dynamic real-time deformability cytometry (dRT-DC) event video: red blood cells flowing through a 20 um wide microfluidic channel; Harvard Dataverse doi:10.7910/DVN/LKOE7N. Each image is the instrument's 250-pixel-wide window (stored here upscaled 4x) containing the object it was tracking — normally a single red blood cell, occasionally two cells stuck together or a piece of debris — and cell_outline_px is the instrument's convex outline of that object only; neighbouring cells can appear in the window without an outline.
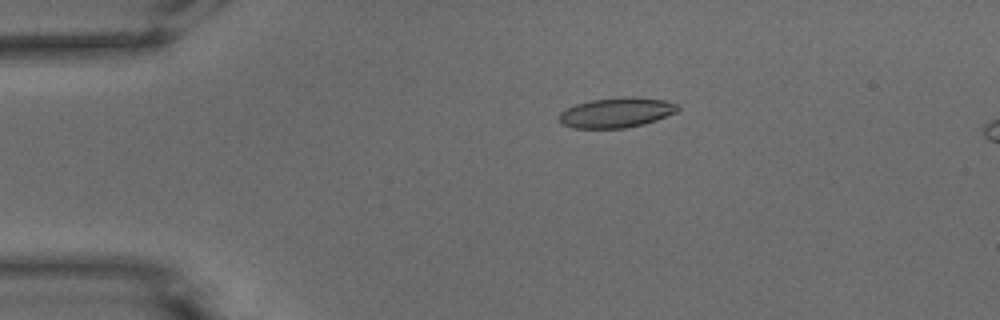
{"species": "common noctule bat (a hibernating species)", "species_latin": "Nyctalus noctula", "temperature_condition": "warm", "stored_images_in_passage": 10, "camera_frame_rate_fps": 3000, "um_per_image_px": 0.085, "animal": {"sex": "male", "body_mass_g": 15.6}, "frame": {"image": 1, "passage_image": 5, "time_ms": 1.333, "image_size_px": [1000, 320], "cell_outline_px": [[680, 108], [676, 112], [656, 120], [644, 124], [624, 128], [572, 128], [560, 124], [560, 112], [576, 104], [592, 100], [624, 96], [632, 96], [664, 100], [680, 104]], "centroid_in_image_um": [52.42, 9.56], "position_along_channel_um": 32.6, "area_um2": 20.81}}